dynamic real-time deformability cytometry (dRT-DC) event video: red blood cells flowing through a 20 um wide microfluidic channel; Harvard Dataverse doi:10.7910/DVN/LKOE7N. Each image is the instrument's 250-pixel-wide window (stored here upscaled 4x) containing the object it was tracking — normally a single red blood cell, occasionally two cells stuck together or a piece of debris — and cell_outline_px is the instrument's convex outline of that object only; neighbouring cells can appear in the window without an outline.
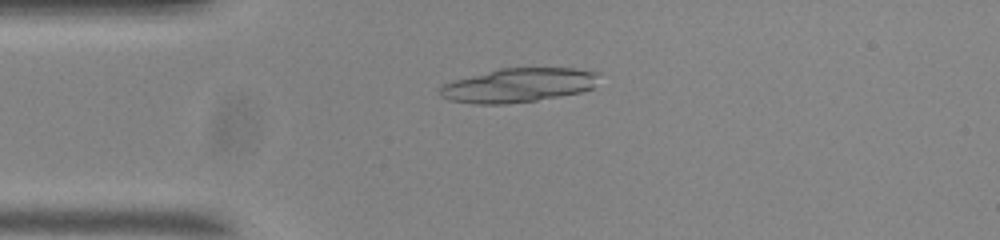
{"species": "common noctule bat (a hibernating species)", "species_latin": "Nyctalus noctula", "temperature_condition": "room temperature", "stored_images_in_passage": 51, "camera_frame_rate_fps": 3000, "um_per_image_px": 0.085, "animal": {"sex": "male", "body_mass_g": 20.0, "forearm_length_mm": 53.3}, "frame": {"image": 1, "passage_image": 10, "time_ms": 3.0, "image_size_px": [1000, 240], "cell_outline_px": [[600, 72], [592, 88], [580, 92], [560, 96], [536, 100], [508, 104], [472, 104], [448, 100], [440, 96], [436, 92], [444, 84], [452, 80], [500, 68], [576, 68]], "centroid_in_image_um": [44.01, 7.25], "position_along_channel_um": 41.0, "area_um2": 31.79}}